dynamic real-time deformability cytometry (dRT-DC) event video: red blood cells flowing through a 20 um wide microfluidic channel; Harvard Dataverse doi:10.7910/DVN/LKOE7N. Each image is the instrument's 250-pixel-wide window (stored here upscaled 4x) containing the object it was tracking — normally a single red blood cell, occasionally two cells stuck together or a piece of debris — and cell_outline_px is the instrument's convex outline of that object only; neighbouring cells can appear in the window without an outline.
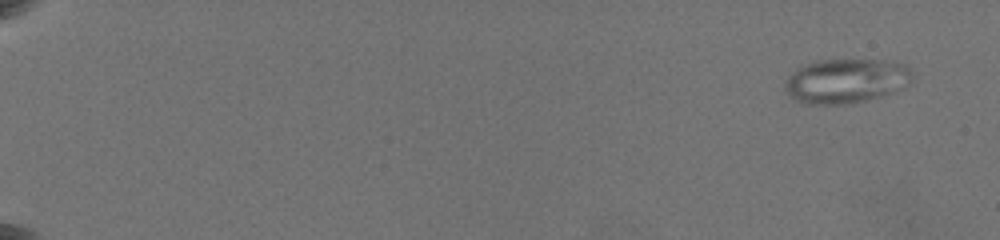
{"species": "common noctule bat (a hibernating species)", "species_latin": "Nyctalus noctula", "temperature_condition": "warm", "stored_images_in_passage": 35, "camera_frame_rate_fps": 3000, "um_per_image_px": 0.085, "animal": {"sex": "female", "body_mass_g": 19.5, "forearm_length_mm": 54.1}, "frame": {"image": 1, "passage_image": 8, "time_ms": 1.0, "image_size_px": [1000, 240], "cell_outline_px": [[912, 80], [904, 88], [892, 92], [864, 100], [844, 104], [804, 104], [792, 100], [788, 96], [784, 88], [784, 80], [796, 68], [816, 60], [896, 60], [904, 64], [912, 72]], "centroid_in_image_um": [71.87, 6.87], "position_along_channel_um": 13.1, "area_um2": 33.35}}